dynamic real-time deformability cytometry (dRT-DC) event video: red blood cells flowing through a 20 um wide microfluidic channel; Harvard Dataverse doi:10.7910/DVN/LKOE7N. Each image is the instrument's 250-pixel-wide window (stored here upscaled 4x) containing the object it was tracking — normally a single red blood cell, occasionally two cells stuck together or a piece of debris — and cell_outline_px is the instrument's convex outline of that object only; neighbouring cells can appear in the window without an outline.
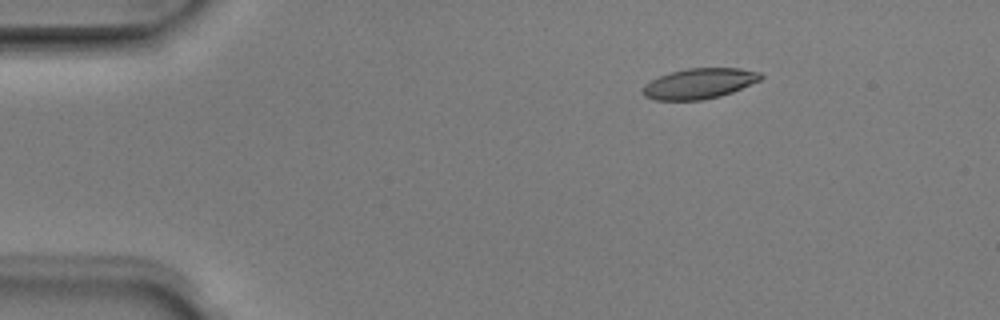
{"species": "Egyptian fruit bat (a non-hibernating species)", "species_latin": "Rousettus aegyptiacus", "temperature_condition": "room temperature", "stored_images_in_passage": 6, "segment_of_instrument_passage": [1, 2], "camera_frame_rate_fps": 3000, "um_per_image_px": 0.085, "animal": {"sex": "male"}, "frame": {"image": 1, "passage_image": 3, "time_ms": 0.667, "image_size_px": [1000, 320], "cell_outline_px": [[764, 76], [760, 80], [732, 92], [720, 96], [700, 100], [656, 100], [644, 96], [644, 84], [660, 76], [672, 72], [688, 68], [740, 68], [760, 72]], "centroid_in_image_um": [59.47, 7.1], "position_along_channel_um": 25.5, "area_um2": 20.69}}